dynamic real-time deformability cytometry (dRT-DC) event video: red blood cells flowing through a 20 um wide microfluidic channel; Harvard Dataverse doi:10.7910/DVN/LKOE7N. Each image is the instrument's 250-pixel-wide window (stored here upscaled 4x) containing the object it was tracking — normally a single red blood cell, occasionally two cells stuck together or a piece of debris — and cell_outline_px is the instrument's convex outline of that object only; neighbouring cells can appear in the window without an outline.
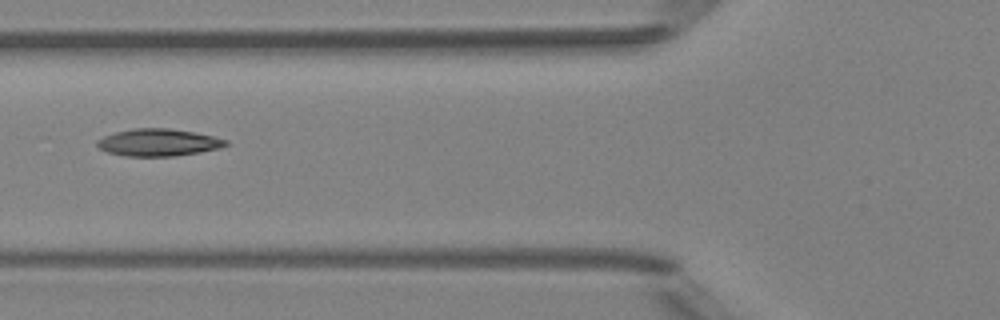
{"species": "Egyptian fruit bat (a non-hibernating species)", "species_latin": "Rousettus aegyptiacus", "temperature_condition": "room temperature", "stored_images_in_passage": 6, "camera_frame_rate_fps": 3000, "um_per_image_px": 0.085, "animal": {"sex": "female"}, "frame": {"image": 1, "passage_image": 6, "time_ms": 6.667, "image_size_px": [1000, 320], "cell_outline_px": [[228, 144], [216, 148], [200, 152], [172, 156], [128, 156], [108, 152], [100, 148], [96, 144], [96, 140], [104, 136], [116, 132], [132, 128], [168, 128], [196, 132], [228, 140]], "centroid_in_image_um": [13.44, 12.1], "position_along_channel_um": 112.4, "area_um2": 20.23}}